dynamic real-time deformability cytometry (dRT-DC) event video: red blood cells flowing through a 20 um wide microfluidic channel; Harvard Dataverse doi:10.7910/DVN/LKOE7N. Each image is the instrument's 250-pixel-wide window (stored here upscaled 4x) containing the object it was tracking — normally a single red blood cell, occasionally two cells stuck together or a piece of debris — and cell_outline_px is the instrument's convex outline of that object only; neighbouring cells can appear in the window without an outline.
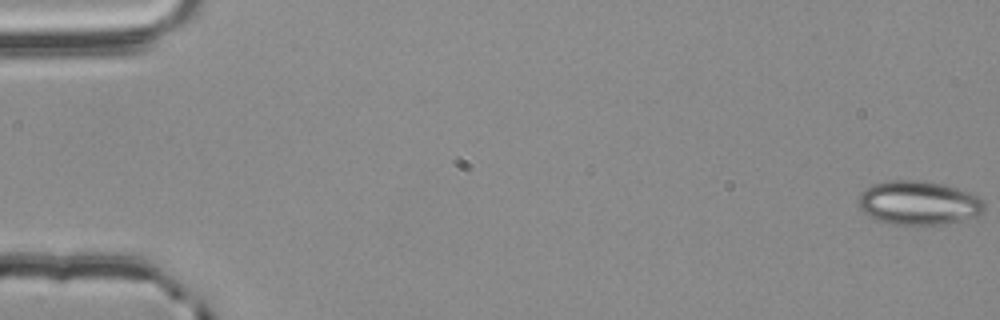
{"species": "common noctule bat (a hibernating species)", "species_latin": "Nyctalus noctula", "temperature_condition": "room temperature", "stored_images_in_passage": 56, "camera_frame_rate_fps": 3000, "um_per_image_px": 0.085, "animal": {"sex": "male", "body_mass_g": 20.4}, "frame": {"image": 1, "passage_image": 1, "time_ms": 0.0, "image_size_px": [1000, 320], "cell_outline_px": [[984, 212], [976, 216], [956, 224], [892, 224], [876, 220], [868, 216], [856, 204], [860, 192], [872, 184], [892, 180], [924, 180], [972, 192], [980, 196], [984, 200]], "centroid_in_image_um": [78.11, 17.25], "position_along_channel_um": 6.9, "area_um2": 32.83}}
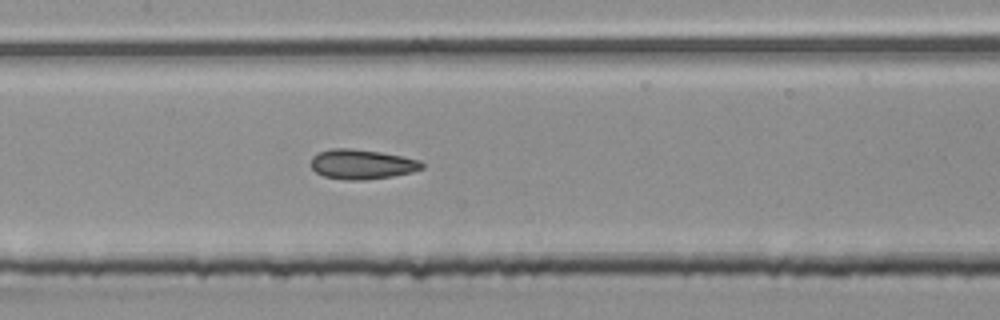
{"frame": {"image": 2, "passage_image": 28, "time_ms": 9.0, "image_size_px": [1000, 320], "cell_outline_px": [[424, 168], [412, 172], [392, 176], [364, 180], [344, 180], [324, 176], [316, 172], [312, 168], [312, 156], [320, 152], [332, 148], [352, 148], [380, 152], [420, 160], [424, 164]], "centroid_in_image_um": [30.77, 13.96], "position_along_channel_um": 176.6, "area_um2": 19.19}}
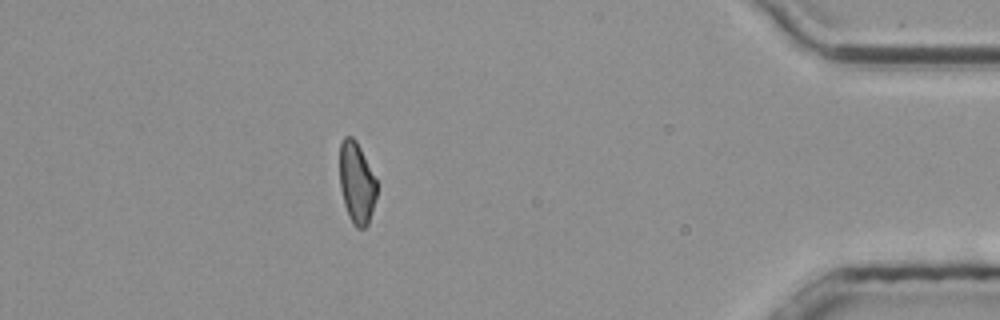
{"frame": {"image": 3, "passage_image": 50, "time_ms": 16.333, "image_size_px": [1000, 320], "cell_outline_px": [[376, 196], [372, 212], [368, 224], [364, 228], [356, 228], [352, 224], [348, 216], [344, 204], [340, 188], [340, 144], [344, 136], [352, 136], [356, 140], [376, 180]], "centroid_in_image_um": [30.3, 15.57], "position_along_channel_um": 404.9, "area_um2": 17.51}, "authors_computed_cell_mechanics": {"area_um2": 19.1029, "velocity_mm_per_s": 3.7853, "shape_relaxation_time_tau1_ms": null, "shape_relaxation_time_tau2_ms": 2.8571, "deformation_change_tau1": null, "deformation_change_tau2": 0.1069}}